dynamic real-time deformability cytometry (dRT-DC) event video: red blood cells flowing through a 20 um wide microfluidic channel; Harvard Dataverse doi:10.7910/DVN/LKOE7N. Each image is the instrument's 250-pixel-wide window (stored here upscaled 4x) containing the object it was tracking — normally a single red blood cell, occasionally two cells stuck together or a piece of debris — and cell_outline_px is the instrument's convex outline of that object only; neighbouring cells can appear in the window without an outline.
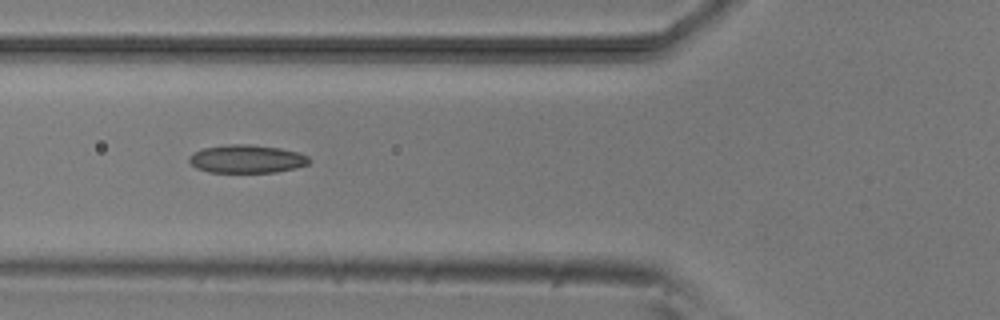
{"species": "common noctule bat (a hibernating species)", "species_latin": "Nyctalus noctula", "temperature_condition": "room temperature", "stored_images_in_passage": 7, "camera_frame_rate_fps": 3000, "um_per_image_px": 0.085, "animal": {"sex": "male", "body_mass_g": 20.5, "forearm_length_mm": 52.5}, "frame": {"image": 1, "passage_image": 2, "time_ms": 1.0, "image_size_px": [1000, 320], "cell_outline_px": [[312, 160], [308, 164], [276, 172], [208, 172], [196, 168], [188, 160], [188, 156], [204, 148], [228, 144], [248, 144], [280, 148], [300, 152], [308, 156]], "centroid_in_image_um": [20.99, 13.5], "position_along_channel_um": 104.8, "area_um2": 19.65}}
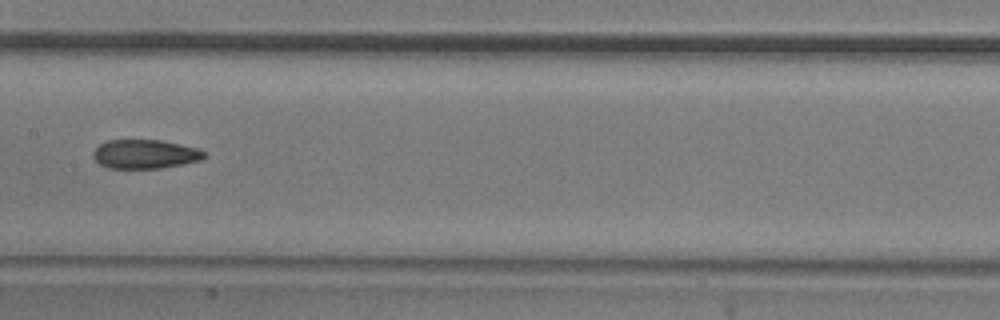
{"frame": {"image": 2, "passage_image": 4, "time_ms": 3.333, "image_size_px": [1000, 320], "cell_outline_px": [[204, 156], [200, 160], [160, 168], [108, 168], [100, 164], [92, 156], [92, 152], [100, 144], [108, 140], [160, 140], [180, 144], [196, 148], [204, 152]], "centroid_in_image_um": [12.27, 13.09], "position_along_channel_um": 195.1, "area_um2": 18.5}}
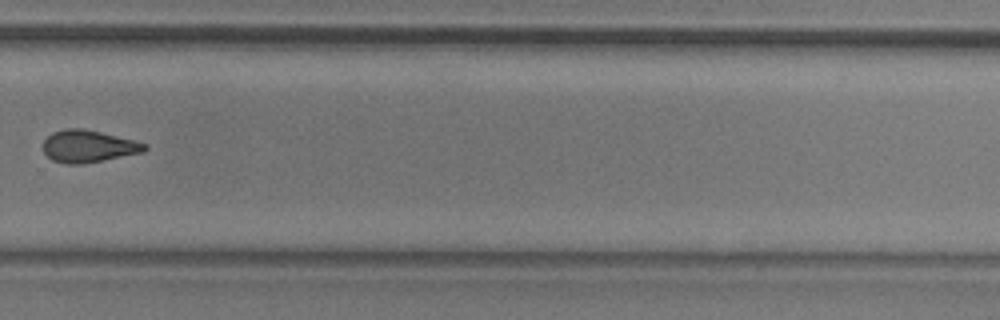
{"frame": {"image": 3, "passage_image": 7, "time_ms": 6.667, "image_size_px": [1000, 320], "cell_outline_px": [[148, 148], [144, 152], [80, 164], [64, 164], [52, 160], [44, 152], [44, 140], [52, 132], [64, 128], [84, 128], [136, 140], [148, 144]], "centroid_in_image_um": [7.53, 12.42], "position_along_channel_um": 322.3, "area_um2": 19.13}}